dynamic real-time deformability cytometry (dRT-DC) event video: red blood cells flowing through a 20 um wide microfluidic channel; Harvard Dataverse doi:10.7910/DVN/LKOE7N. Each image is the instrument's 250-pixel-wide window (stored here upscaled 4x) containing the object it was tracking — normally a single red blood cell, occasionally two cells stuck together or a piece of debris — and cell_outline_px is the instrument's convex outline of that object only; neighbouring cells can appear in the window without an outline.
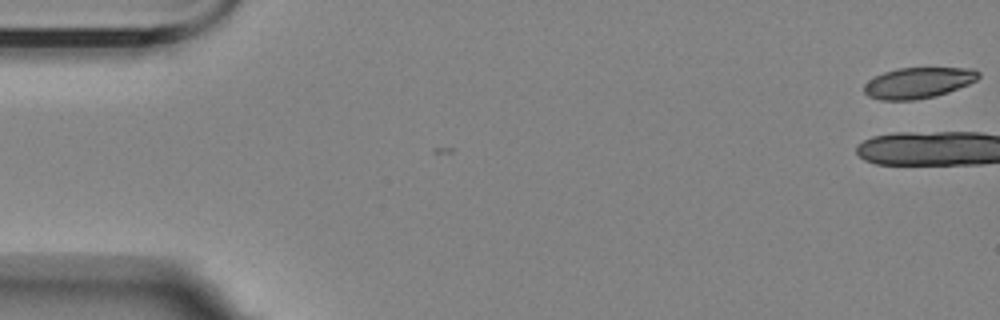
{"species": "Egyptian fruit bat (a non-hibernating species)", "species_latin": "Rousettus aegyptiacus", "temperature_condition": "room temperature", "stored_images_in_passage": 8, "camera_frame_rate_fps": 3000, "um_per_image_px": 0.085, "animal": {"sex": "female"}, "frame": {"image": 1, "passage_image": 1, "time_ms": 0.0, "image_size_px": [1000, 320], "cell_outline_px": [[980, 76], [976, 80], [968, 84], [948, 92], [936, 96], [912, 100], [880, 100], [868, 96], [864, 92], [864, 84], [868, 80], [884, 72], [896, 68], [972, 68], [980, 72]], "centroid_in_image_um": [78.04, 7.04], "position_along_channel_um": 7.0, "area_um2": 20.58}}